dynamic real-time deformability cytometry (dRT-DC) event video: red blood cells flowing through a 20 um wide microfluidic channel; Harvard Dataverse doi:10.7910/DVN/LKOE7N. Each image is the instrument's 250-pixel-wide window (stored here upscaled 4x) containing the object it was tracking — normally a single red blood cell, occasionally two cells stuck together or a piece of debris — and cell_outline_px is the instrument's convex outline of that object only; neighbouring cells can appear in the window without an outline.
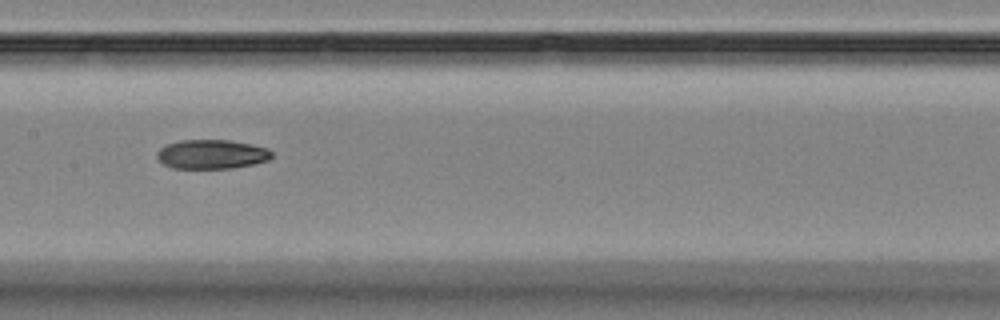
{"species": "Egyptian fruit bat (a non-hibernating species)", "species_latin": "Rousettus aegyptiacus", "temperature_condition": "room temperature", "stored_images_in_passage": 11, "camera_frame_rate_fps": 3000, "um_per_image_px": 0.085, "animal": {"sex": "female"}, "frame": {"image": 1, "passage_image": 8, "time_ms": 9.0, "image_size_px": [1000, 320], "cell_outline_px": [[272, 156], [268, 160], [252, 164], [232, 168], [172, 168], [164, 164], [156, 156], [156, 152], [164, 144], [180, 140], [232, 140], [252, 144], [268, 148], [272, 152]], "centroid_in_image_um": [17.98, 13.1], "position_along_channel_um": 189.4, "area_um2": 19.65}}
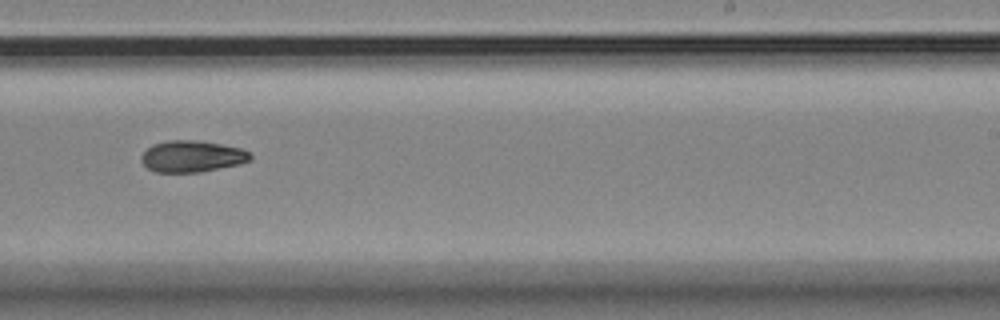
{"frame": {"image": 2, "passage_image": 10, "time_ms": 11.333, "image_size_px": [1000, 320], "cell_outline_px": [[252, 160], [240, 164], [200, 172], [156, 172], [148, 168], [140, 160], [140, 156], [152, 144], [168, 140], [196, 140], [220, 144], [240, 148], [248, 152], [252, 156]], "centroid_in_image_um": [16.31, 13.29], "position_along_channel_um": 272.7, "area_um2": 20.0}}
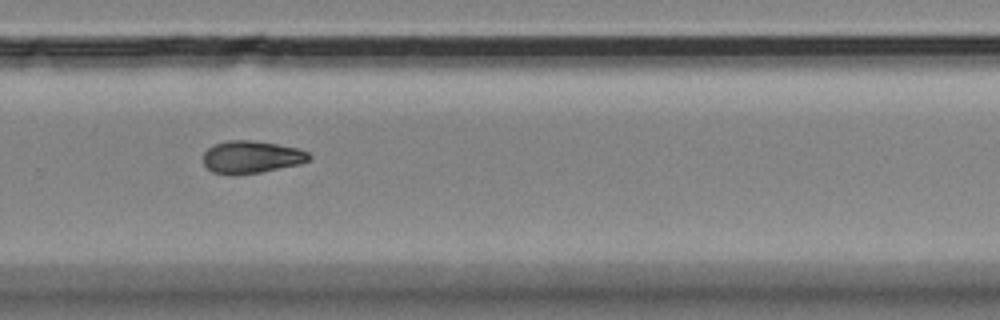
{"frame": {"image": 3, "passage_image": 11, "time_ms": 12.333, "image_size_px": [1000, 320], "cell_outline_px": [[312, 156], [308, 160], [300, 164], [260, 172], [212, 172], [204, 164], [204, 152], [212, 144], [228, 140], [252, 140], [276, 144], [296, 148], [308, 152]], "centroid_in_image_um": [21.38, 13.3], "position_along_channel_um": 308.4, "area_um2": 19.42}}